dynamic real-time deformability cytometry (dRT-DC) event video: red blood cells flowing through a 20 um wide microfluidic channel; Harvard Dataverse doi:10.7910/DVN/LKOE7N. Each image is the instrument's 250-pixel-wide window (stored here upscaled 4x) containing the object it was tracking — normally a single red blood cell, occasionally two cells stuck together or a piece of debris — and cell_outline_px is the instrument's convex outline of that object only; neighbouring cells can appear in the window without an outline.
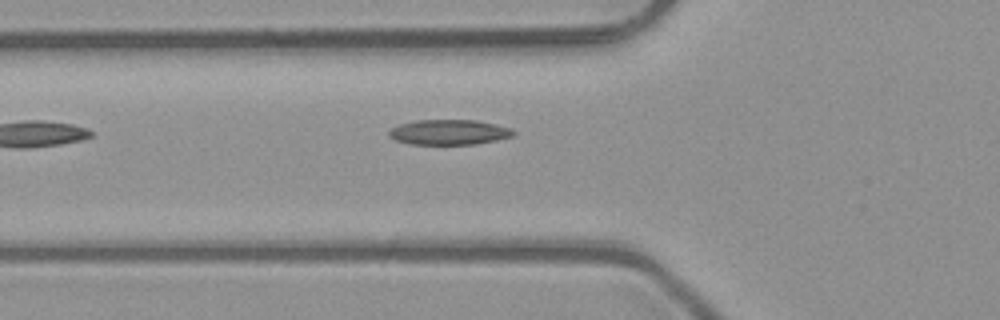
{"species": "common noctule bat (a hibernating species)", "species_latin": "Nyctalus noctula", "temperature_condition": "room temperature", "stored_images_in_passage": 5, "camera_frame_rate_fps": 3000, "um_per_image_px": 0.085, "animal": {"sex": "male", "body_mass_g": 23.1, "forearm_length_mm": 52.7}, "frame": {"image": 1, "passage_image": 5, "time_ms": 1.333, "image_size_px": [1000, 320], "cell_outline_px": [[516, 132], [512, 136], [496, 140], [476, 144], [412, 144], [396, 140], [388, 136], [388, 132], [392, 128], [400, 124], [416, 120], [476, 120], [496, 124], [512, 128]], "centroid_in_image_um": [38.19, 11.23], "position_along_channel_um": 87.6, "area_um2": 18.21}}